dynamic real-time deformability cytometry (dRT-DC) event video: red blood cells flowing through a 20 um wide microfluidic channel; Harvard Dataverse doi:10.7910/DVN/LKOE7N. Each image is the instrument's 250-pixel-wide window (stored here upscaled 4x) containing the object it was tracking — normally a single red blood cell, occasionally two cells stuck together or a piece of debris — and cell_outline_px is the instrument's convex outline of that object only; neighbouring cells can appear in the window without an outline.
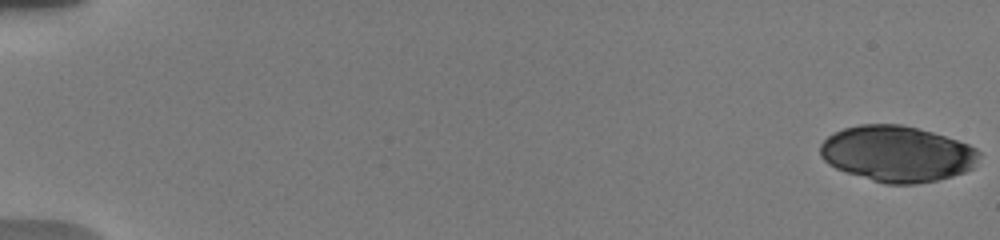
{"species": "human", "species_latin": "Homo sapiens", "temperature_condition": "warm", "stored_images_in_passage": 17, "camera_frame_rate_fps": 3000, "um_per_image_px": 0.085, "donor": {"sex": "male"}, "frame": {"image": 1, "passage_image": 1, "time_ms": 0.0, "image_size_px": [1000, 240], "cell_outline_px": [[980, 156], [972, 168], [964, 172], [952, 176], [936, 180], [916, 184], [884, 184], [836, 168], [828, 164], [820, 156], [820, 144], [828, 136], [844, 128], [860, 124], [900, 124], [932, 132], [968, 144], [976, 148], [980, 152]], "centroid_in_image_um": [76.25, 13.07], "position_along_channel_um": 8.7, "area_um2": 51.56}}
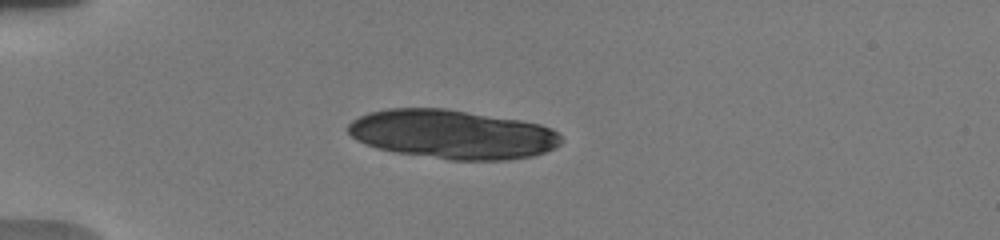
{"frame": {"image": 2, "passage_image": 12, "time_ms": 5.0, "image_size_px": [1000, 240], "cell_outline_px": [[564, 140], [556, 148], [532, 156], [508, 160], [452, 160], [396, 152], [380, 148], [356, 140], [348, 132], [348, 124], [352, 120], [368, 112], [388, 108], [444, 108], [520, 120], [540, 124], [552, 128]], "centroid_in_image_um": [38.48, 11.41], "position_along_channel_um": 46.5, "area_um2": 60.81}}